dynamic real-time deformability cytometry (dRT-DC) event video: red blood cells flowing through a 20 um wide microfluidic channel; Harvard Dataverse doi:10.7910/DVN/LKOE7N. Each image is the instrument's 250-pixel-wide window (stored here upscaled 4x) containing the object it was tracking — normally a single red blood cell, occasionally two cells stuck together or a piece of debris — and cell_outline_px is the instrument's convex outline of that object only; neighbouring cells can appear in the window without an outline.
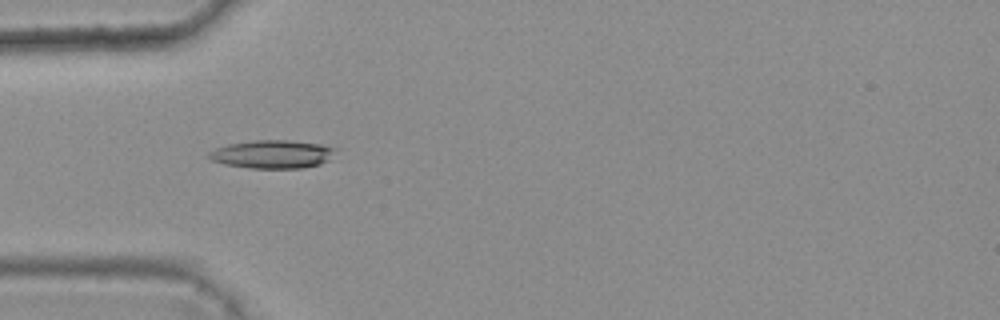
{"species": "common noctule bat (a hibernating species)", "species_latin": "Nyctalus noctula", "temperature_condition": "warm", "stored_images_in_passage": 5, "camera_frame_rate_fps": 3000, "um_per_image_px": 0.085, "animal": {"sex": "female", "body_mass_g": 25.1}, "frame": {"image": 1, "passage_image": 4, "time_ms": 1.0, "image_size_px": [1000, 320], "cell_outline_px": [[336, 148], [328, 160], [320, 164], [304, 168], [248, 168], [224, 164], [212, 160], [208, 156], [208, 152], [216, 148], [228, 144], [256, 140], [288, 140], [320, 144]], "centroid_in_image_um": [23.13, 13.11], "position_along_channel_um": 61.9, "area_um2": 20.69}}
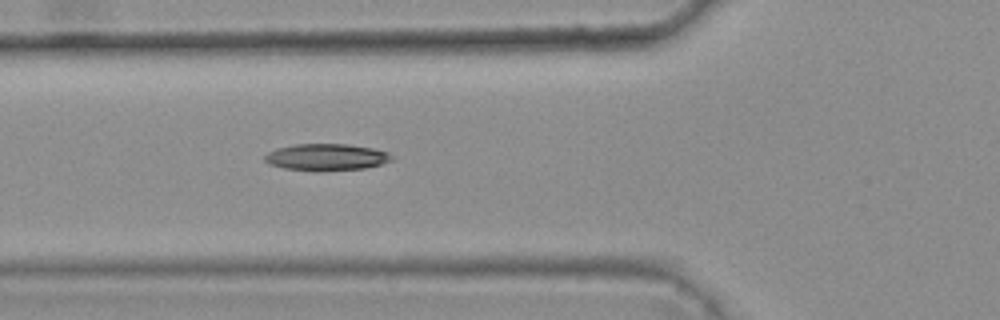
{"frame": {"image": 2, "passage_image": 5, "time_ms": 1.333, "image_size_px": [1000, 320], "cell_outline_px": [[392, 160], [380, 164], [364, 168], [320, 172], [284, 168], [272, 164], [264, 160], [264, 156], [268, 152], [276, 148], [296, 144], [348, 144], [372, 148], [388, 152], [392, 156]], "centroid_in_image_um": [27.73, 13.36], "position_along_channel_um": 98.1, "area_um2": 19.83}}